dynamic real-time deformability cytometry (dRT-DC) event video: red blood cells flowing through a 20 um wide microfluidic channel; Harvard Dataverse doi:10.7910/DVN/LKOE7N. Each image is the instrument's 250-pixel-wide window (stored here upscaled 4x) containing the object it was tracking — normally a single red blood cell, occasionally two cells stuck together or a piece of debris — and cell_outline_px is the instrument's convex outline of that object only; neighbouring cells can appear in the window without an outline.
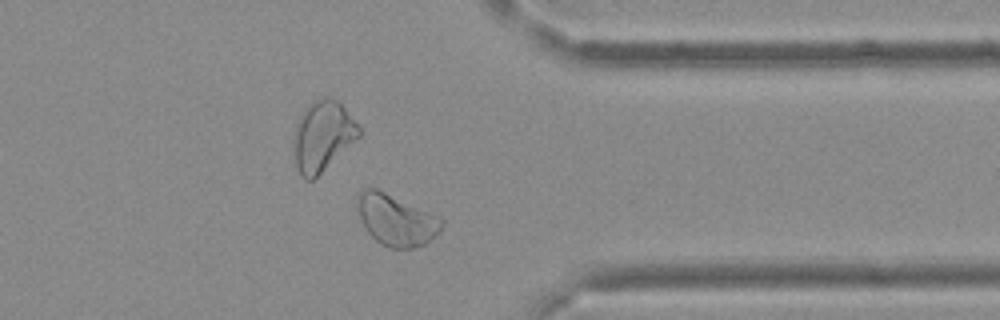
{"species": "Egyptian fruit bat (a non-hibernating species)", "species_latin": "Rousettus aegyptiacus", "temperature_condition": "cold", "stored_images_in_passage": 30, "camera_frame_rate_fps": 3000, "um_per_image_px": 0.085, "frame": {"image": 1, "passage_image": 22, "time_ms": 7.0, "image_size_px": [1000, 320], "cell_outline_px": [[444, 224], [440, 232], [424, 244], [412, 248], [388, 248], [380, 244], [368, 232], [360, 216], [356, 204], [356, 196], [364, 188], [376, 188], [428, 212], [444, 220]], "centroid_in_image_um": [33.66, 18.71], "position_along_channel_um": 377.7, "area_um2": 24.8}}